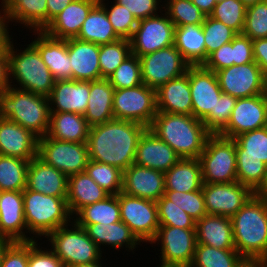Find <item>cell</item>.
<instances>
[{
	"mask_svg": "<svg viewBox=\"0 0 267 267\" xmlns=\"http://www.w3.org/2000/svg\"><path fill=\"white\" fill-rule=\"evenodd\" d=\"M38 157L67 177L85 172L90 160L87 142L60 141L47 135L38 139Z\"/></svg>",
	"mask_w": 267,
	"mask_h": 267,
	"instance_id": "cell-11",
	"label": "cell"
},
{
	"mask_svg": "<svg viewBox=\"0 0 267 267\" xmlns=\"http://www.w3.org/2000/svg\"><path fill=\"white\" fill-rule=\"evenodd\" d=\"M69 224L50 232L45 238L52 252L61 260L64 267L99 262L102 251L87 235L83 227L71 221ZM74 225V226H73Z\"/></svg>",
	"mask_w": 267,
	"mask_h": 267,
	"instance_id": "cell-8",
	"label": "cell"
},
{
	"mask_svg": "<svg viewBox=\"0 0 267 267\" xmlns=\"http://www.w3.org/2000/svg\"><path fill=\"white\" fill-rule=\"evenodd\" d=\"M215 1H216V4H217V3H220V2H222L224 0H215Z\"/></svg>",
	"mask_w": 267,
	"mask_h": 267,
	"instance_id": "cell-71",
	"label": "cell"
},
{
	"mask_svg": "<svg viewBox=\"0 0 267 267\" xmlns=\"http://www.w3.org/2000/svg\"><path fill=\"white\" fill-rule=\"evenodd\" d=\"M98 2L99 0H74L43 31L57 39L76 38L83 22Z\"/></svg>",
	"mask_w": 267,
	"mask_h": 267,
	"instance_id": "cell-28",
	"label": "cell"
},
{
	"mask_svg": "<svg viewBox=\"0 0 267 267\" xmlns=\"http://www.w3.org/2000/svg\"><path fill=\"white\" fill-rule=\"evenodd\" d=\"M109 195L86 172L68 177L66 201L72 216L81 208L101 201Z\"/></svg>",
	"mask_w": 267,
	"mask_h": 267,
	"instance_id": "cell-33",
	"label": "cell"
},
{
	"mask_svg": "<svg viewBox=\"0 0 267 267\" xmlns=\"http://www.w3.org/2000/svg\"><path fill=\"white\" fill-rule=\"evenodd\" d=\"M222 93L236 98L263 94L264 75L258 64L232 65L216 72Z\"/></svg>",
	"mask_w": 267,
	"mask_h": 267,
	"instance_id": "cell-16",
	"label": "cell"
},
{
	"mask_svg": "<svg viewBox=\"0 0 267 267\" xmlns=\"http://www.w3.org/2000/svg\"><path fill=\"white\" fill-rule=\"evenodd\" d=\"M164 196L189 214L195 221L207 215L202 189L193 192L165 190Z\"/></svg>",
	"mask_w": 267,
	"mask_h": 267,
	"instance_id": "cell-50",
	"label": "cell"
},
{
	"mask_svg": "<svg viewBox=\"0 0 267 267\" xmlns=\"http://www.w3.org/2000/svg\"><path fill=\"white\" fill-rule=\"evenodd\" d=\"M69 267H102V261L100 262H95L92 264H79V265H73Z\"/></svg>",
	"mask_w": 267,
	"mask_h": 267,
	"instance_id": "cell-66",
	"label": "cell"
},
{
	"mask_svg": "<svg viewBox=\"0 0 267 267\" xmlns=\"http://www.w3.org/2000/svg\"><path fill=\"white\" fill-rule=\"evenodd\" d=\"M165 15V16H164ZM139 20L133 33L131 53L137 57L174 45L175 25L167 14Z\"/></svg>",
	"mask_w": 267,
	"mask_h": 267,
	"instance_id": "cell-14",
	"label": "cell"
},
{
	"mask_svg": "<svg viewBox=\"0 0 267 267\" xmlns=\"http://www.w3.org/2000/svg\"><path fill=\"white\" fill-rule=\"evenodd\" d=\"M27 225L24 219V200L22 191L0 192V237L12 242L36 240L27 237Z\"/></svg>",
	"mask_w": 267,
	"mask_h": 267,
	"instance_id": "cell-20",
	"label": "cell"
},
{
	"mask_svg": "<svg viewBox=\"0 0 267 267\" xmlns=\"http://www.w3.org/2000/svg\"><path fill=\"white\" fill-rule=\"evenodd\" d=\"M160 9L164 11L175 27L185 25H202L206 15L190 0H167Z\"/></svg>",
	"mask_w": 267,
	"mask_h": 267,
	"instance_id": "cell-42",
	"label": "cell"
},
{
	"mask_svg": "<svg viewBox=\"0 0 267 267\" xmlns=\"http://www.w3.org/2000/svg\"><path fill=\"white\" fill-rule=\"evenodd\" d=\"M267 126V100L261 95L237 98L229 123L219 135L234 139L245 132Z\"/></svg>",
	"mask_w": 267,
	"mask_h": 267,
	"instance_id": "cell-17",
	"label": "cell"
},
{
	"mask_svg": "<svg viewBox=\"0 0 267 267\" xmlns=\"http://www.w3.org/2000/svg\"><path fill=\"white\" fill-rule=\"evenodd\" d=\"M36 39L31 44L40 53L55 81L72 80V68L68 55L67 39H57L44 31H33Z\"/></svg>",
	"mask_w": 267,
	"mask_h": 267,
	"instance_id": "cell-23",
	"label": "cell"
},
{
	"mask_svg": "<svg viewBox=\"0 0 267 267\" xmlns=\"http://www.w3.org/2000/svg\"><path fill=\"white\" fill-rule=\"evenodd\" d=\"M161 243V260L191 265L196 247V230L173 226H159L152 243ZM161 241V242H160Z\"/></svg>",
	"mask_w": 267,
	"mask_h": 267,
	"instance_id": "cell-19",
	"label": "cell"
},
{
	"mask_svg": "<svg viewBox=\"0 0 267 267\" xmlns=\"http://www.w3.org/2000/svg\"><path fill=\"white\" fill-rule=\"evenodd\" d=\"M160 226L195 229L196 221L164 195L157 201Z\"/></svg>",
	"mask_w": 267,
	"mask_h": 267,
	"instance_id": "cell-49",
	"label": "cell"
},
{
	"mask_svg": "<svg viewBox=\"0 0 267 267\" xmlns=\"http://www.w3.org/2000/svg\"><path fill=\"white\" fill-rule=\"evenodd\" d=\"M122 192L157 202L165 192V175L163 172L132 164L123 171Z\"/></svg>",
	"mask_w": 267,
	"mask_h": 267,
	"instance_id": "cell-21",
	"label": "cell"
},
{
	"mask_svg": "<svg viewBox=\"0 0 267 267\" xmlns=\"http://www.w3.org/2000/svg\"><path fill=\"white\" fill-rule=\"evenodd\" d=\"M189 85L191 88L192 116L203 121L215 105L222 90L215 72L202 65L189 67Z\"/></svg>",
	"mask_w": 267,
	"mask_h": 267,
	"instance_id": "cell-18",
	"label": "cell"
},
{
	"mask_svg": "<svg viewBox=\"0 0 267 267\" xmlns=\"http://www.w3.org/2000/svg\"><path fill=\"white\" fill-rule=\"evenodd\" d=\"M158 112L192 115L189 68L187 72L161 85L156 90Z\"/></svg>",
	"mask_w": 267,
	"mask_h": 267,
	"instance_id": "cell-29",
	"label": "cell"
},
{
	"mask_svg": "<svg viewBox=\"0 0 267 267\" xmlns=\"http://www.w3.org/2000/svg\"><path fill=\"white\" fill-rule=\"evenodd\" d=\"M9 85L8 79V58L7 53H0V92H3Z\"/></svg>",
	"mask_w": 267,
	"mask_h": 267,
	"instance_id": "cell-61",
	"label": "cell"
},
{
	"mask_svg": "<svg viewBox=\"0 0 267 267\" xmlns=\"http://www.w3.org/2000/svg\"><path fill=\"white\" fill-rule=\"evenodd\" d=\"M9 85L0 92V118L16 122L38 138L46 136L51 114L49 98Z\"/></svg>",
	"mask_w": 267,
	"mask_h": 267,
	"instance_id": "cell-4",
	"label": "cell"
},
{
	"mask_svg": "<svg viewBox=\"0 0 267 267\" xmlns=\"http://www.w3.org/2000/svg\"><path fill=\"white\" fill-rule=\"evenodd\" d=\"M147 129L140 123L119 119L91 126L87 140L89 159L124 171L134 164L138 142Z\"/></svg>",
	"mask_w": 267,
	"mask_h": 267,
	"instance_id": "cell-1",
	"label": "cell"
},
{
	"mask_svg": "<svg viewBox=\"0 0 267 267\" xmlns=\"http://www.w3.org/2000/svg\"><path fill=\"white\" fill-rule=\"evenodd\" d=\"M246 7L240 0H224L214 6L210 17L241 34L244 28Z\"/></svg>",
	"mask_w": 267,
	"mask_h": 267,
	"instance_id": "cell-45",
	"label": "cell"
},
{
	"mask_svg": "<svg viewBox=\"0 0 267 267\" xmlns=\"http://www.w3.org/2000/svg\"><path fill=\"white\" fill-rule=\"evenodd\" d=\"M90 126L82 114L51 112L47 136L60 141L85 143Z\"/></svg>",
	"mask_w": 267,
	"mask_h": 267,
	"instance_id": "cell-35",
	"label": "cell"
},
{
	"mask_svg": "<svg viewBox=\"0 0 267 267\" xmlns=\"http://www.w3.org/2000/svg\"><path fill=\"white\" fill-rule=\"evenodd\" d=\"M38 137L8 118H0V154L30 161L38 156Z\"/></svg>",
	"mask_w": 267,
	"mask_h": 267,
	"instance_id": "cell-22",
	"label": "cell"
},
{
	"mask_svg": "<svg viewBox=\"0 0 267 267\" xmlns=\"http://www.w3.org/2000/svg\"><path fill=\"white\" fill-rule=\"evenodd\" d=\"M1 267H28V242H12L3 254Z\"/></svg>",
	"mask_w": 267,
	"mask_h": 267,
	"instance_id": "cell-55",
	"label": "cell"
},
{
	"mask_svg": "<svg viewBox=\"0 0 267 267\" xmlns=\"http://www.w3.org/2000/svg\"><path fill=\"white\" fill-rule=\"evenodd\" d=\"M130 54L131 42L128 39H119L110 44L99 45L101 79H107Z\"/></svg>",
	"mask_w": 267,
	"mask_h": 267,
	"instance_id": "cell-44",
	"label": "cell"
},
{
	"mask_svg": "<svg viewBox=\"0 0 267 267\" xmlns=\"http://www.w3.org/2000/svg\"><path fill=\"white\" fill-rule=\"evenodd\" d=\"M237 182L254 193L267 173V126L236 136Z\"/></svg>",
	"mask_w": 267,
	"mask_h": 267,
	"instance_id": "cell-7",
	"label": "cell"
},
{
	"mask_svg": "<svg viewBox=\"0 0 267 267\" xmlns=\"http://www.w3.org/2000/svg\"><path fill=\"white\" fill-rule=\"evenodd\" d=\"M236 100V97L221 93L215 105V112H210L202 121L211 134H219L227 126Z\"/></svg>",
	"mask_w": 267,
	"mask_h": 267,
	"instance_id": "cell-52",
	"label": "cell"
},
{
	"mask_svg": "<svg viewBox=\"0 0 267 267\" xmlns=\"http://www.w3.org/2000/svg\"><path fill=\"white\" fill-rule=\"evenodd\" d=\"M204 39L202 25L175 27L174 46L191 66L203 65L206 61Z\"/></svg>",
	"mask_w": 267,
	"mask_h": 267,
	"instance_id": "cell-37",
	"label": "cell"
},
{
	"mask_svg": "<svg viewBox=\"0 0 267 267\" xmlns=\"http://www.w3.org/2000/svg\"><path fill=\"white\" fill-rule=\"evenodd\" d=\"M261 267H267V260L261 265Z\"/></svg>",
	"mask_w": 267,
	"mask_h": 267,
	"instance_id": "cell-70",
	"label": "cell"
},
{
	"mask_svg": "<svg viewBox=\"0 0 267 267\" xmlns=\"http://www.w3.org/2000/svg\"><path fill=\"white\" fill-rule=\"evenodd\" d=\"M233 65L232 41L222 45L219 49L211 53L203 63L207 70L217 72Z\"/></svg>",
	"mask_w": 267,
	"mask_h": 267,
	"instance_id": "cell-57",
	"label": "cell"
},
{
	"mask_svg": "<svg viewBox=\"0 0 267 267\" xmlns=\"http://www.w3.org/2000/svg\"><path fill=\"white\" fill-rule=\"evenodd\" d=\"M180 158H199L211 133L192 115L157 112L148 128Z\"/></svg>",
	"mask_w": 267,
	"mask_h": 267,
	"instance_id": "cell-2",
	"label": "cell"
},
{
	"mask_svg": "<svg viewBox=\"0 0 267 267\" xmlns=\"http://www.w3.org/2000/svg\"><path fill=\"white\" fill-rule=\"evenodd\" d=\"M164 175L165 190L193 192L204 184L199 158H181Z\"/></svg>",
	"mask_w": 267,
	"mask_h": 267,
	"instance_id": "cell-36",
	"label": "cell"
},
{
	"mask_svg": "<svg viewBox=\"0 0 267 267\" xmlns=\"http://www.w3.org/2000/svg\"><path fill=\"white\" fill-rule=\"evenodd\" d=\"M233 65L254 62L252 40L244 34H237L232 40Z\"/></svg>",
	"mask_w": 267,
	"mask_h": 267,
	"instance_id": "cell-56",
	"label": "cell"
},
{
	"mask_svg": "<svg viewBox=\"0 0 267 267\" xmlns=\"http://www.w3.org/2000/svg\"><path fill=\"white\" fill-rule=\"evenodd\" d=\"M29 161L0 154V192L26 188Z\"/></svg>",
	"mask_w": 267,
	"mask_h": 267,
	"instance_id": "cell-40",
	"label": "cell"
},
{
	"mask_svg": "<svg viewBox=\"0 0 267 267\" xmlns=\"http://www.w3.org/2000/svg\"><path fill=\"white\" fill-rule=\"evenodd\" d=\"M85 172L110 195H117L123 188V171L115 166L89 160Z\"/></svg>",
	"mask_w": 267,
	"mask_h": 267,
	"instance_id": "cell-43",
	"label": "cell"
},
{
	"mask_svg": "<svg viewBox=\"0 0 267 267\" xmlns=\"http://www.w3.org/2000/svg\"><path fill=\"white\" fill-rule=\"evenodd\" d=\"M242 34L251 40L267 38V1L246 8Z\"/></svg>",
	"mask_w": 267,
	"mask_h": 267,
	"instance_id": "cell-51",
	"label": "cell"
},
{
	"mask_svg": "<svg viewBox=\"0 0 267 267\" xmlns=\"http://www.w3.org/2000/svg\"><path fill=\"white\" fill-rule=\"evenodd\" d=\"M240 1L244 4L246 8H248L264 0H240Z\"/></svg>",
	"mask_w": 267,
	"mask_h": 267,
	"instance_id": "cell-68",
	"label": "cell"
},
{
	"mask_svg": "<svg viewBox=\"0 0 267 267\" xmlns=\"http://www.w3.org/2000/svg\"><path fill=\"white\" fill-rule=\"evenodd\" d=\"M12 42L7 50L9 84L17 80L15 88L49 97L55 80L38 50L30 43L20 52Z\"/></svg>",
	"mask_w": 267,
	"mask_h": 267,
	"instance_id": "cell-5",
	"label": "cell"
},
{
	"mask_svg": "<svg viewBox=\"0 0 267 267\" xmlns=\"http://www.w3.org/2000/svg\"><path fill=\"white\" fill-rule=\"evenodd\" d=\"M254 61L262 70L263 75L267 74V38L252 40Z\"/></svg>",
	"mask_w": 267,
	"mask_h": 267,
	"instance_id": "cell-58",
	"label": "cell"
},
{
	"mask_svg": "<svg viewBox=\"0 0 267 267\" xmlns=\"http://www.w3.org/2000/svg\"><path fill=\"white\" fill-rule=\"evenodd\" d=\"M192 2L198 6L206 16H209L212 13L214 6L216 5L215 0H192Z\"/></svg>",
	"mask_w": 267,
	"mask_h": 267,
	"instance_id": "cell-62",
	"label": "cell"
},
{
	"mask_svg": "<svg viewBox=\"0 0 267 267\" xmlns=\"http://www.w3.org/2000/svg\"><path fill=\"white\" fill-rule=\"evenodd\" d=\"M263 96L267 100V74H264V81H263Z\"/></svg>",
	"mask_w": 267,
	"mask_h": 267,
	"instance_id": "cell-69",
	"label": "cell"
},
{
	"mask_svg": "<svg viewBox=\"0 0 267 267\" xmlns=\"http://www.w3.org/2000/svg\"><path fill=\"white\" fill-rule=\"evenodd\" d=\"M90 93V81L57 80L49 98L50 112L84 115ZM55 106V107H54Z\"/></svg>",
	"mask_w": 267,
	"mask_h": 267,
	"instance_id": "cell-24",
	"label": "cell"
},
{
	"mask_svg": "<svg viewBox=\"0 0 267 267\" xmlns=\"http://www.w3.org/2000/svg\"><path fill=\"white\" fill-rule=\"evenodd\" d=\"M104 1L105 0H99L98 3L105 9L109 22L113 26L115 33L121 39L130 40L135 31L138 20L123 5L113 2L114 4L109 6V9L108 4L106 6V3H104Z\"/></svg>",
	"mask_w": 267,
	"mask_h": 267,
	"instance_id": "cell-47",
	"label": "cell"
},
{
	"mask_svg": "<svg viewBox=\"0 0 267 267\" xmlns=\"http://www.w3.org/2000/svg\"><path fill=\"white\" fill-rule=\"evenodd\" d=\"M127 8L139 21L158 15L161 0H113Z\"/></svg>",
	"mask_w": 267,
	"mask_h": 267,
	"instance_id": "cell-54",
	"label": "cell"
},
{
	"mask_svg": "<svg viewBox=\"0 0 267 267\" xmlns=\"http://www.w3.org/2000/svg\"><path fill=\"white\" fill-rule=\"evenodd\" d=\"M3 8L0 9V53H7L8 47L12 40L11 35H9V19L5 15ZM3 14V15H2Z\"/></svg>",
	"mask_w": 267,
	"mask_h": 267,
	"instance_id": "cell-59",
	"label": "cell"
},
{
	"mask_svg": "<svg viewBox=\"0 0 267 267\" xmlns=\"http://www.w3.org/2000/svg\"><path fill=\"white\" fill-rule=\"evenodd\" d=\"M139 59L142 83L155 90L184 75L191 66L174 45L145 54Z\"/></svg>",
	"mask_w": 267,
	"mask_h": 267,
	"instance_id": "cell-12",
	"label": "cell"
},
{
	"mask_svg": "<svg viewBox=\"0 0 267 267\" xmlns=\"http://www.w3.org/2000/svg\"><path fill=\"white\" fill-rule=\"evenodd\" d=\"M231 221L237 252L267 260V201L254 193Z\"/></svg>",
	"mask_w": 267,
	"mask_h": 267,
	"instance_id": "cell-3",
	"label": "cell"
},
{
	"mask_svg": "<svg viewBox=\"0 0 267 267\" xmlns=\"http://www.w3.org/2000/svg\"><path fill=\"white\" fill-rule=\"evenodd\" d=\"M241 258L236 249H218L196 244L190 267H235Z\"/></svg>",
	"mask_w": 267,
	"mask_h": 267,
	"instance_id": "cell-41",
	"label": "cell"
},
{
	"mask_svg": "<svg viewBox=\"0 0 267 267\" xmlns=\"http://www.w3.org/2000/svg\"><path fill=\"white\" fill-rule=\"evenodd\" d=\"M28 267H64V265L51 248L42 250L37 241L33 240L28 241Z\"/></svg>",
	"mask_w": 267,
	"mask_h": 267,
	"instance_id": "cell-53",
	"label": "cell"
},
{
	"mask_svg": "<svg viewBox=\"0 0 267 267\" xmlns=\"http://www.w3.org/2000/svg\"><path fill=\"white\" fill-rule=\"evenodd\" d=\"M68 177L38 156L29 161L26 189L54 197L67 198Z\"/></svg>",
	"mask_w": 267,
	"mask_h": 267,
	"instance_id": "cell-26",
	"label": "cell"
},
{
	"mask_svg": "<svg viewBox=\"0 0 267 267\" xmlns=\"http://www.w3.org/2000/svg\"><path fill=\"white\" fill-rule=\"evenodd\" d=\"M114 87L108 79L90 81V95L87 109L84 113L88 125L94 126L113 120Z\"/></svg>",
	"mask_w": 267,
	"mask_h": 267,
	"instance_id": "cell-34",
	"label": "cell"
},
{
	"mask_svg": "<svg viewBox=\"0 0 267 267\" xmlns=\"http://www.w3.org/2000/svg\"><path fill=\"white\" fill-rule=\"evenodd\" d=\"M255 194L260 197L263 198L264 200L267 201V173H266V177L264 180V183L260 186V188L255 192Z\"/></svg>",
	"mask_w": 267,
	"mask_h": 267,
	"instance_id": "cell-64",
	"label": "cell"
},
{
	"mask_svg": "<svg viewBox=\"0 0 267 267\" xmlns=\"http://www.w3.org/2000/svg\"><path fill=\"white\" fill-rule=\"evenodd\" d=\"M67 48L72 68V80L96 81L101 79L99 45L69 38Z\"/></svg>",
	"mask_w": 267,
	"mask_h": 267,
	"instance_id": "cell-27",
	"label": "cell"
},
{
	"mask_svg": "<svg viewBox=\"0 0 267 267\" xmlns=\"http://www.w3.org/2000/svg\"><path fill=\"white\" fill-rule=\"evenodd\" d=\"M22 195L26 233L35 235V238L46 237L50 232L68 225L71 219L73 220L66 198L45 195L26 188Z\"/></svg>",
	"mask_w": 267,
	"mask_h": 267,
	"instance_id": "cell-6",
	"label": "cell"
},
{
	"mask_svg": "<svg viewBox=\"0 0 267 267\" xmlns=\"http://www.w3.org/2000/svg\"><path fill=\"white\" fill-rule=\"evenodd\" d=\"M83 227L87 235L102 250L101 246H109L115 250L125 246L129 250L136 248L141 241L135 236L132 230L123 222L119 221L111 224H89L78 225Z\"/></svg>",
	"mask_w": 267,
	"mask_h": 267,
	"instance_id": "cell-32",
	"label": "cell"
},
{
	"mask_svg": "<svg viewBox=\"0 0 267 267\" xmlns=\"http://www.w3.org/2000/svg\"><path fill=\"white\" fill-rule=\"evenodd\" d=\"M202 193L208 215L232 217L251 198L254 192L237 181L232 183H204Z\"/></svg>",
	"mask_w": 267,
	"mask_h": 267,
	"instance_id": "cell-15",
	"label": "cell"
},
{
	"mask_svg": "<svg viewBox=\"0 0 267 267\" xmlns=\"http://www.w3.org/2000/svg\"><path fill=\"white\" fill-rule=\"evenodd\" d=\"M76 38L97 45L110 44L121 39L115 33L105 9L99 3L91 9Z\"/></svg>",
	"mask_w": 267,
	"mask_h": 267,
	"instance_id": "cell-38",
	"label": "cell"
},
{
	"mask_svg": "<svg viewBox=\"0 0 267 267\" xmlns=\"http://www.w3.org/2000/svg\"><path fill=\"white\" fill-rule=\"evenodd\" d=\"M265 261L264 258L242 257L235 267H261Z\"/></svg>",
	"mask_w": 267,
	"mask_h": 267,
	"instance_id": "cell-63",
	"label": "cell"
},
{
	"mask_svg": "<svg viewBox=\"0 0 267 267\" xmlns=\"http://www.w3.org/2000/svg\"><path fill=\"white\" fill-rule=\"evenodd\" d=\"M202 30L205 37L206 60L211 53L231 42L237 35L233 29L210 16L205 17Z\"/></svg>",
	"mask_w": 267,
	"mask_h": 267,
	"instance_id": "cell-48",
	"label": "cell"
},
{
	"mask_svg": "<svg viewBox=\"0 0 267 267\" xmlns=\"http://www.w3.org/2000/svg\"><path fill=\"white\" fill-rule=\"evenodd\" d=\"M180 159L166 142L147 129L138 142L134 164L166 173Z\"/></svg>",
	"mask_w": 267,
	"mask_h": 267,
	"instance_id": "cell-25",
	"label": "cell"
},
{
	"mask_svg": "<svg viewBox=\"0 0 267 267\" xmlns=\"http://www.w3.org/2000/svg\"><path fill=\"white\" fill-rule=\"evenodd\" d=\"M203 183H232L237 181L235 140L211 134L200 154Z\"/></svg>",
	"mask_w": 267,
	"mask_h": 267,
	"instance_id": "cell-9",
	"label": "cell"
},
{
	"mask_svg": "<svg viewBox=\"0 0 267 267\" xmlns=\"http://www.w3.org/2000/svg\"><path fill=\"white\" fill-rule=\"evenodd\" d=\"M196 242L218 249H235L231 217L205 215L196 221Z\"/></svg>",
	"mask_w": 267,
	"mask_h": 267,
	"instance_id": "cell-30",
	"label": "cell"
},
{
	"mask_svg": "<svg viewBox=\"0 0 267 267\" xmlns=\"http://www.w3.org/2000/svg\"><path fill=\"white\" fill-rule=\"evenodd\" d=\"M121 221L141 242H152L158 228L157 202L123 193L118 194Z\"/></svg>",
	"mask_w": 267,
	"mask_h": 267,
	"instance_id": "cell-13",
	"label": "cell"
},
{
	"mask_svg": "<svg viewBox=\"0 0 267 267\" xmlns=\"http://www.w3.org/2000/svg\"><path fill=\"white\" fill-rule=\"evenodd\" d=\"M74 216L73 222L77 225L119 222L121 221V215L118 194L109 195L101 201L83 207Z\"/></svg>",
	"mask_w": 267,
	"mask_h": 267,
	"instance_id": "cell-39",
	"label": "cell"
},
{
	"mask_svg": "<svg viewBox=\"0 0 267 267\" xmlns=\"http://www.w3.org/2000/svg\"><path fill=\"white\" fill-rule=\"evenodd\" d=\"M157 112L155 89L142 83L132 88L114 90V119L137 122L149 128Z\"/></svg>",
	"mask_w": 267,
	"mask_h": 267,
	"instance_id": "cell-10",
	"label": "cell"
},
{
	"mask_svg": "<svg viewBox=\"0 0 267 267\" xmlns=\"http://www.w3.org/2000/svg\"><path fill=\"white\" fill-rule=\"evenodd\" d=\"M12 243V241L6 239V238H3V237H0V267H1V260H2V257H3V254L6 250V248Z\"/></svg>",
	"mask_w": 267,
	"mask_h": 267,
	"instance_id": "cell-65",
	"label": "cell"
},
{
	"mask_svg": "<svg viewBox=\"0 0 267 267\" xmlns=\"http://www.w3.org/2000/svg\"><path fill=\"white\" fill-rule=\"evenodd\" d=\"M107 79L114 89L132 88L142 84L139 57L131 53Z\"/></svg>",
	"mask_w": 267,
	"mask_h": 267,
	"instance_id": "cell-46",
	"label": "cell"
},
{
	"mask_svg": "<svg viewBox=\"0 0 267 267\" xmlns=\"http://www.w3.org/2000/svg\"><path fill=\"white\" fill-rule=\"evenodd\" d=\"M162 265L160 267H190L184 264H179V263H168V262H163L161 261Z\"/></svg>",
	"mask_w": 267,
	"mask_h": 267,
	"instance_id": "cell-67",
	"label": "cell"
},
{
	"mask_svg": "<svg viewBox=\"0 0 267 267\" xmlns=\"http://www.w3.org/2000/svg\"><path fill=\"white\" fill-rule=\"evenodd\" d=\"M46 2L47 0H2L1 5L9 21L21 23L29 30L43 31L47 26Z\"/></svg>",
	"mask_w": 267,
	"mask_h": 267,
	"instance_id": "cell-31",
	"label": "cell"
},
{
	"mask_svg": "<svg viewBox=\"0 0 267 267\" xmlns=\"http://www.w3.org/2000/svg\"><path fill=\"white\" fill-rule=\"evenodd\" d=\"M74 0H47V25Z\"/></svg>",
	"mask_w": 267,
	"mask_h": 267,
	"instance_id": "cell-60",
	"label": "cell"
}]
</instances>
